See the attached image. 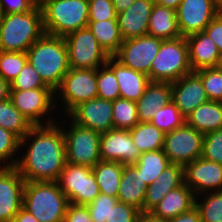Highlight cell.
Wrapping results in <instances>:
<instances>
[{"label": "cell", "mask_w": 222, "mask_h": 222, "mask_svg": "<svg viewBox=\"0 0 222 222\" xmlns=\"http://www.w3.org/2000/svg\"><path fill=\"white\" fill-rule=\"evenodd\" d=\"M140 212L138 208L118 201L109 214L108 222H137Z\"/></svg>", "instance_id": "obj_45"}, {"label": "cell", "mask_w": 222, "mask_h": 222, "mask_svg": "<svg viewBox=\"0 0 222 222\" xmlns=\"http://www.w3.org/2000/svg\"><path fill=\"white\" fill-rule=\"evenodd\" d=\"M148 34L162 40L181 37L176 10L154 3L149 18Z\"/></svg>", "instance_id": "obj_27"}, {"label": "cell", "mask_w": 222, "mask_h": 222, "mask_svg": "<svg viewBox=\"0 0 222 222\" xmlns=\"http://www.w3.org/2000/svg\"><path fill=\"white\" fill-rule=\"evenodd\" d=\"M57 123L65 138L66 162L93 168L101 160V133L78 125L67 115L59 116Z\"/></svg>", "instance_id": "obj_6"}, {"label": "cell", "mask_w": 222, "mask_h": 222, "mask_svg": "<svg viewBox=\"0 0 222 222\" xmlns=\"http://www.w3.org/2000/svg\"><path fill=\"white\" fill-rule=\"evenodd\" d=\"M172 101L170 82L150 81L136 102L139 122H151L155 111Z\"/></svg>", "instance_id": "obj_24"}, {"label": "cell", "mask_w": 222, "mask_h": 222, "mask_svg": "<svg viewBox=\"0 0 222 222\" xmlns=\"http://www.w3.org/2000/svg\"><path fill=\"white\" fill-rule=\"evenodd\" d=\"M96 80L97 98L111 101L120 98L118 81L106 64L96 69Z\"/></svg>", "instance_id": "obj_37"}, {"label": "cell", "mask_w": 222, "mask_h": 222, "mask_svg": "<svg viewBox=\"0 0 222 222\" xmlns=\"http://www.w3.org/2000/svg\"><path fill=\"white\" fill-rule=\"evenodd\" d=\"M189 61L193 71L222 65V56L214 41L205 31L186 37Z\"/></svg>", "instance_id": "obj_23"}, {"label": "cell", "mask_w": 222, "mask_h": 222, "mask_svg": "<svg viewBox=\"0 0 222 222\" xmlns=\"http://www.w3.org/2000/svg\"><path fill=\"white\" fill-rule=\"evenodd\" d=\"M201 157L222 164V129L204 134Z\"/></svg>", "instance_id": "obj_43"}, {"label": "cell", "mask_w": 222, "mask_h": 222, "mask_svg": "<svg viewBox=\"0 0 222 222\" xmlns=\"http://www.w3.org/2000/svg\"><path fill=\"white\" fill-rule=\"evenodd\" d=\"M10 83L0 77V102L7 100L10 95Z\"/></svg>", "instance_id": "obj_52"}, {"label": "cell", "mask_w": 222, "mask_h": 222, "mask_svg": "<svg viewBox=\"0 0 222 222\" xmlns=\"http://www.w3.org/2000/svg\"><path fill=\"white\" fill-rule=\"evenodd\" d=\"M147 185L141 177V173L131 164L123 165L118 201L128 204L143 211L144 198Z\"/></svg>", "instance_id": "obj_26"}, {"label": "cell", "mask_w": 222, "mask_h": 222, "mask_svg": "<svg viewBox=\"0 0 222 222\" xmlns=\"http://www.w3.org/2000/svg\"><path fill=\"white\" fill-rule=\"evenodd\" d=\"M182 0H154V2L160 6L167 8H172L174 10L178 9L179 4Z\"/></svg>", "instance_id": "obj_54"}, {"label": "cell", "mask_w": 222, "mask_h": 222, "mask_svg": "<svg viewBox=\"0 0 222 222\" xmlns=\"http://www.w3.org/2000/svg\"><path fill=\"white\" fill-rule=\"evenodd\" d=\"M118 198L99 193L87 206L93 222H108L111 210L114 208Z\"/></svg>", "instance_id": "obj_42"}, {"label": "cell", "mask_w": 222, "mask_h": 222, "mask_svg": "<svg viewBox=\"0 0 222 222\" xmlns=\"http://www.w3.org/2000/svg\"><path fill=\"white\" fill-rule=\"evenodd\" d=\"M38 3V0H0V14L27 13Z\"/></svg>", "instance_id": "obj_46"}, {"label": "cell", "mask_w": 222, "mask_h": 222, "mask_svg": "<svg viewBox=\"0 0 222 222\" xmlns=\"http://www.w3.org/2000/svg\"><path fill=\"white\" fill-rule=\"evenodd\" d=\"M184 183L195 196L222 190V164L202 157L184 165Z\"/></svg>", "instance_id": "obj_16"}, {"label": "cell", "mask_w": 222, "mask_h": 222, "mask_svg": "<svg viewBox=\"0 0 222 222\" xmlns=\"http://www.w3.org/2000/svg\"><path fill=\"white\" fill-rule=\"evenodd\" d=\"M89 21H104L117 19V13L112 0H88Z\"/></svg>", "instance_id": "obj_44"}, {"label": "cell", "mask_w": 222, "mask_h": 222, "mask_svg": "<svg viewBox=\"0 0 222 222\" xmlns=\"http://www.w3.org/2000/svg\"><path fill=\"white\" fill-rule=\"evenodd\" d=\"M204 134L186 122L165 134L163 151L170 163L185 165L201 157Z\"/></svg>", "instance_id": "obj_12"}, {"label": "cell", "mask_w": 222, "mask_h": 222, "mask_svg": "<svg viewBox=\"0 0 222 222\" xmlns=\"http://www.w3.org/2000/svg\"><path fill=\"white\" fill-rule=\"evenodd\" d=\"M28 62L25 52L0 50V77L11 83Z\"/></svg>", "instance_id": "obj_40"}, {"label": "cell", "mask_w": 222, "mask_h": 222, "mask_svg": "<svg viewBox=\"0 0 222 222\" xmlns=\"http://www.w3.org/2000/svg\"><path fill=\"white\" fill-rule=\"evenodd\" d=\"M99 148L101 160L120 162L123 165L136 163L141 155L129 130L111 129L102 132Z\"/></svg>", "instance_id": "obj_18"}, {"label": "cell", "mask_w": 222, "mask_h": 222, "mask_svg": "<svg viewBox=\"0 0 222 222\" xmlns=\"http://www.w3.org/2000/svg\"><path fill=\"white\" fill-rule=\"evenodd\" d=\"M106 65L118 81L120 98L137 102L150 82L148 75L124 66L114 56L108 58Z\"/></svg>", "instance_id": "obj_21"}, {"label": "cell", "mask_w": 222, "mask_h": 222, "mask_svg": "<svg viewBox=\"0 0 222 222\" xmlns=\"http://www.w3.org/2000/svg\"><path fill=\"white\" fill-rule=\"evenodd\" d=\"M26 54L28 62L43 82L55 91L70 69L64 37L44 33L30 46Z\"/></svg>", "instance_id": "obj_2"}, {"label": "cell", "mask_w": 222, "mask_h": 222, "mask_svg": "<svg viewBox=\"0 0 222 222\" xmlns=\"http://www.w3.org/2000/svg\"><path fill=\"white\" fill-rule=\"evenodd\" d=\"M43 14L44 31L64 37L88 27V0H39Z\"/></svg>", "instance_id": "obj_5"}, {"label": "cell", "mask_w": 222, "mask_h": 222, "mask_svg": "<svg viewBox=\"0 0 222 222\" xmlns=\"http://www.w3.org/2000/svg\"><path fill=\"white\" fill-rule=\"evenodd\" d=\"M12 222H39L32 214L21 208L14 216Z\"/></svg>", "instance_id": "obj_50"}, {"label": "cell", "mask_w": 222, "mask_h": 222, "mask_svg": "<svg viewBox=\"0 0 222 222\" xmlns=\"http://www.w3.org/2000/svg\"><path fill=\"white\" fill-rule=\"evenodd\" d=\"M57 183L69 203L75 205L86 206L100 193L92 168L88 166L66 162Z\"/></svg>", "instance_id": "obj_11"}, {"label": "cell", "mask_w": 222, "mask_h": 222, "mask_svg": "<svg viewBox=\"0 0 222 222\" xmlns=\"http://www.w3.org/2000/svg\"><path fill=\"white\" fill-rule=\"evenodd\" d=\"M10 86V90L50 88L43 82L40 75L29 62L25 64L19 75L10 83Z\"/></svg>", "instance_id": "obj_41"}, {"label": "cell", "mask_w": 222, "mask_h": 222, "mask_svg": "<svg viewBox=\"0 0 222 222\" xmlns=\"http://www.w3.org/2000/svg\"><path fill=\"white\" fill-rule=\"evenodd\" d=\"M161 43L162 39L149 34L127 39L122 42L114 57L124 66L148 75Z\"/></svg>", "instance_id": "obj_13"}, {"label": "cell", "mask_w": 222, "mask_h": 222, "mask_svg": "<svg viewBox=\"0 0 222 222\" xmlns=\"http://www.w3.org/2000/svg\"><path fill=\"white\" fill-rule=\"evenodd\" d=\"M0 127L22 139L33 127L32 123L14 107L8 98L0 102Z\"/></svg>", "instance_id": "obj_33"}, {"label": "cell", "mask_w": 222, "mask_h": 222, "mask_svg": "<svg viewBox=\"0 0 222 222\" xmlns=\"http://www.w3.org/2000/svg\"><path fill=\"white\" fill-rule=\"evenodd\" d=\"M20 139L0 127V167H15L19 158Z\"/></svg>", "instance_id": "obj_38"}, {"label": "cell", "mask_w": 222, "mask_h": 222, "mask_svg": "<svg viewBox=\"0 0 222 222\" xmlns=\"http://www.w3.org/2000/svg\"><path fill=\"white\" fill-rule=\"evenodd\" d=\"M186 122V117L179 111L173 101L155 111L150 123L165 134L179 128Z\"/></svg>", "instance_id": "obj_36"}, {"label": "cell", "mask_w": 222, "mask_h": 222, "mask_svg": "<svg viewBox=\"0 0 222 222\" xmlns=\"http://www.w3.org/2000/svg\"><path fill=\"white\" fill-rule=\"evenodd\" d=\"M186 123L203 134L222 129V102L201 104L186 116Z\"/></svg>", "instance_id": "obj_28"}, {"label": "cell", "mask_w": 222, "mask_h": 222, "mask_svg": "<svg viewBox=\"0 0 222 222\" xmlns=\"http://www.w3.org/2000/svg\"><path fill=\"white\" fill-rule=\"evenodd\" d=\"M194 72L201 78L208 99L222 102V65L206 67Z\"/></svg>", "instance_id": "obj_39"}, {"label": "cell", "mask_w": 222, "mask_h": 222, "mask_svg": "<svg viewBox=\"0 0 222 222\" xmlns=\"http://www.w3.org/2000/svg\"><path fill=\"white\" fill-rule=\"evenodd\" d=\"M212 4L222 12V0H211Z\"/></svg>", "instance_id": "obj_55"}, {"label": "cell", "mask_w": 222, "mask_h": 222, "mask_svg": "<svg viewBox=\"0 0 222 222\" xmlns=\"http://www.w3.org/2000/svg\"><path fill=\"white\" fill-rule=\"evenodd\" d=\"M54 92L58 115H67L78 104L97 98L96 69L70 68Z\"/></svg>", "instance_id": "obj_8"}, {"label": "cell", "mask_w": 222, "mask_h": 222, "mask_svg": "<svg viewBox=\"0 0 222 222\" xmlns=\"http://www.w3.org/2000/svg\"><path fill=\"white\" fill-rule=\"evenodd\" d=\"M195 198L193 190L184 183L165 195L150 212L168 221L194 207Z\"/></svg>", "instance_id": "obj_25"}, {"label": "cell", "mask_w": 222, "mask_h": 222, "mask_svg": "<svg viewBox=\"0 0 222 222\" xmlns=\"http://www.w3.org/2000/svg\"><path fill=\"white\" fill-rule=\"evenodd\" d=\"M114 129L131 130L139 123L136 102L118 98L113 101Z\"/></svg>", "instance_id": "obj_35"}, {"label": "cell", "mask_w": 222, "mask_h": 222, "mask_svg": "<svg viewBox=\"0 0 222 222\" xmlns=\"http://www.w3.org/2000/svg\"><path fill=\"white\" fill-rule=\"evenodd\" d=\"M112 109L113 101L94 98L78 104L67 116L78 125L102 133L114 129Z\"/></svg>", "instance_id": "obj_15"}, {"label": "cell", "mask_w": 222, "mask_h": 222, "mask_svg": "<svg viewBox=\"0 0 222 222\" xmlns=\"http://www.w3.org/2000/svg\"><path fill=\"white\" fill-rule=\"evenodd\" d=\"M172 101L186 117L209 101L201 78L193 71L171 83Z\"/></svg>", "instance_id": "obj_19"}, {"label": "cell", "mask_w": 222, "mask_h": 222, "mask_svg": "<svg viewBox=\"0 0 222 222\" xmlns=\"http://www.w3.org/2000/svg\"><path fill=\"white\" fill-rule=\"evenodd\" d=\"M44 33L39 3L27 13L0 14L1 51L26 53Z\"/></svg>", "instance_id": "obj_3"}, {"label": "cell", "mask_w": 222, "mask_h": 222, "mask_svg": "<svg viewBox=\"0 0 222 222\" xmlns=\"http://www.w3.org/2000/svg\"><path fill=\"white\" fill-rule=\"evenodd\" d=\"M64 222H93L89 210L85 205H75L69 203Z\"/></svg>", "instance_id": "obj_47"}, {"label": "cell", "mask_w": 222, "mask_h": 222, "mask_svg": "<svg viewBox=\"0 0 222 222\" xmlns=\"http://www.w3.org/2000/svg\"><path fill=\"white\" fill-rule=\"evenodd\" d=\"M137 222H167V220L157 217L153 215L151 212L141 211Z\"/></svg>", "instance_id": "obj_51"}, {"label": "cell", "mask_w": 222, "mask_h": 222, "mask_svg": "<svg viewBox=\"0 0 222 222\" xmlns=\"http://www.w3.org/2000/svg\"><path fill=\"white\" fill-rule=\"evenodd\" d=\"M191 72L188 43L186 37L181 36L162 40L148 77L150 81L172 83Z\"/></svg>", "instance_id": "obj_7"}, {"label": "cell", "mask_w": 222, "mask_h": 222, "mask_svg": "<svg viewBox=\"0 0 222 222\" xmlns=\"http://www.w3.org/2000/svg\"><path fill=\"white\" fill-rule=\"evenodd\" d=\"M88 28L109 56H114L124 41L117 19L89 21Z\"/></svg>", "instance_id": "obj_30"}, {"label": "cell", "mask_w": 222, "mask_h": 222, "mask_svg": "<svg viewBox=\"0 0 222 222\" xmlns=\"http://www.w3.org/2000/svg\"><path fill=\"white\" fill-rule=\"evenodd\" d=\"M25 182L16 167H0V222H12L22 208Z\"/></svg>", "instance_id": "obj_17"}, {"label": "cell", "mask_w": 222, "mask_h": 222, "mask_svg": "<svg viewBox=\"0 0 222 222\" xmlns=\"http://www.w3.org/2000/svg\"><path fill=\"white\" fill-rule=\"evenodd\" d=\"M68 205L57 181L25 182L22 208L39 222H64Z\"/></svg>", "instance_id": "obj_4"}, {"label": "cell", "mask_w": 222, "mask_h": 222, "mask_svg": "<svg viewBox=\"0 0 222 222\" xmlns=\"http://www.w3.org/2000/svg\"><path fill=\"white\" fill-rule=\"evenodd\" d=\"M64 40L69 68L97 69L105 65L110 57L88 27L67 34Z\"/></svg>", "instance_id": "obj_10"}, {"label": "cell", "mask_w": 222, "mask_h": 222, "mask_svg": "<svg viewBox=\"0 0 222 222\" xmlns=\"http://www.w3.org/2000/svg\"><path fill=\"white\" fill-rule=\"evenodd\" d=\"M65 164V138L57 122L33 126L20 139L19 158L15 167L25 181H57Z\"/></svg>", "instance_id": "obj_1"}, {"label": "cell", "mask_w": 222, "mask_h": 222, "mask_svg": "<svg viewBox=\"0 0 222 222\" xmlns=\"http://www.w3.org/2000/svg\"><path fill=\"white\" fill-rule=\"evenodd\" d=\"M201 222H222V190L202 193L195 198Z\"/></svg>", "instance_id": "obj_34"}, {"label": "cell", "mask_w": 222, "mask_h": 222, "mask_svg": "<svg viewBox=\"0 0 222 222\" xmlns=\"http://www.w3.org/2000/svg\"><path fill=\"white\" fill-rule=\"evenodd\" d=\"M92 172L100 188V193L117 198L123 174V164L115 161L100 160L92 168Z\"/></svg>", "instance_id": "obj_29"}, {"label": "cell", "mask_w": 222, "mask_h": 222, "mask_svg": "<svg viewBox=\"0 0 222 222\" xmlns=\"http://www.w3.org/2000/svg\"><path fill=\"white\" fill-rule=\"evenodd\" d=\"M9 99L33 126L50 125L58 120L55 92L51 88L10 90Z\"/></svg>", "instance_id": "obj_9"}, {"label": "cell", "mask_w": 222, "mask_h": 222, "mask_svg": "<svg viewBox=\"0 0 222 222\" xmlns=\"http://www.w3.org/2000/svg\"><path fill=\"white\" fill-rule=\"evenodd\" d=\"M154 3V0H135L127 10L117 14L123 40L148 34L149 18Z\"/></svg>", "instance_id": "obj_20"}, {"label": "cell", "mask_w": 222, "mask_h": 222, "mask_svg": "<svg viewBox=\"0 0 222 222\" xmlns=\"http://www.w3.org/2000/svg\"><path fill=\"white\" fill-rule=\"evenodd\" d=\"M129 131L140 153L164 147L165 133L150 122H139Z\"/></svg>", "instance_id": "obj_31"}, {"label": "cell", "mask_w": 222, "mask_h": 222, "mask_svg": "<svg viewBox=\"0 0 222 222\" xmlns=\"http://www.w3.org/2000/svg\"><path fill=\"white\" fill-rule=\"evenodd\" d=\"M204 31L214 41L222 56V12H219L216 15V17L208 24Z\"/></svg>", "instance_id": "obj_48"}, {"label": "cell", "mask_w": 222, "mask_h": 222, "mask_svg": "<svg viewBox=\"0 0 222 222\" xmlns=\"http://www.w3.org/2000/svg\"><path fill=\"white\" fill-rule=\"evenodd\" d=\"M219 12L211 0H182L176 10L181 36L204 31Z\"/></svg>", "instance_id": "obj_14"}, {"label": "cell", "mask_w": 222, "mask_h": 222, "mask_svg": "<svg viewBox=\"0 0 222 222\" xmlns=\"http://www.w3.org/2000/svg\"><path fill=\"white\" fill-rule=\"evenodd\" d=\"M169 164L171 163L162 149L141 153L139 160L132 165L141 173L145 184L149 186Z\"/></svg>", "instance_id": "obj_32"}, {"label": "cell", "mask_w": 222, "mask_h": 222, "mask_svg": "<svg viewBox=\"0 0 222 222\" xmlns=\"http://www.w3.org/2000/svg\"><path fill=\"white\" fill-rule=\"evenodd\" d=\"M112 1L117 14L127 10L135 2V0H112Z\"/></svg>", "instance_id": "obj_53"}, {"label": "cell", "mask_w": 222, "mask_h": 222, "mask_svg": "<svg viewBox=\"0 0 222 222\" xmlns=\"http://www.w3.org/2000/svg\"><path fill=\"white\" fill-rule=\"evenodd\" d=\"M184 184V166L169 164L158 178L147 186L143 212H150L170 191Z\"/></svg>", "instance_id": "obj_22"}, {"label": "cell", "mask_w": 222, "mask_h": 222, "mask_svg": "<svg viewBox=\"0 0 222 222\" xmlns=\"http://www.w3.org/2000/svg\"><path fill=\"white\" fill-rule=\"evenodd\" d=\"M167 222H201L199 209L194 206L190 210L168 220Z\"/></svg>", "instance_id": "obj_49"}]
</instances>
